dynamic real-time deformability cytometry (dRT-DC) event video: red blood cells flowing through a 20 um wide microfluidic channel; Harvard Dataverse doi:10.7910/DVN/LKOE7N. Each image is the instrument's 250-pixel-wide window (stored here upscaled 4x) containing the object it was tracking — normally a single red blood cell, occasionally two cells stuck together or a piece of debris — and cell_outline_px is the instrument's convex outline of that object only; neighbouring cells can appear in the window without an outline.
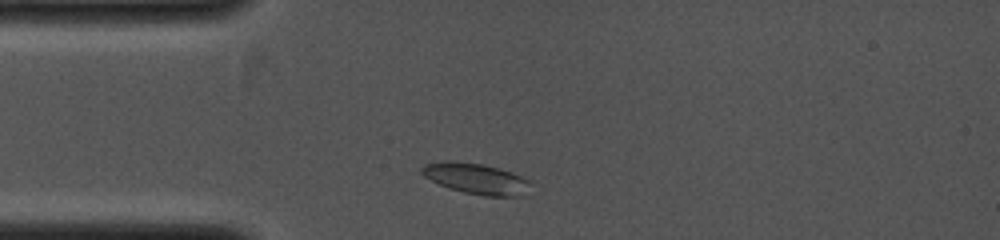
{"species": "common noctule bat (a hibernating species)", "species_latin": "Nyctalus noctula", "temperature_condition": "cold", "stored_images_in_passage": 31, "camera_frame_rate_fps": 4000, "um_per_image_px": 0.085, "animal": {"sex": "female", "body_mass_g": 19.0, "forearm_length_mm": 53.3}, "frame": {"image": 1, "passage_image": 3, "time_ms": 0.5, "image_size_px": [1000, 240], "cell_outline_px": [[532, 184], [520, 196], [484, 196], [464, 192], [440, 184], [424, 176], [420, 172], [420, 168], [424, 164], [440, 160], [452, 160], [480, 164], [512, 172], [532, 180]], "centroid_in_image_um": [40.46, 15.16], "position_along_channel_um": 44.5, "area_um2": 19.48}}
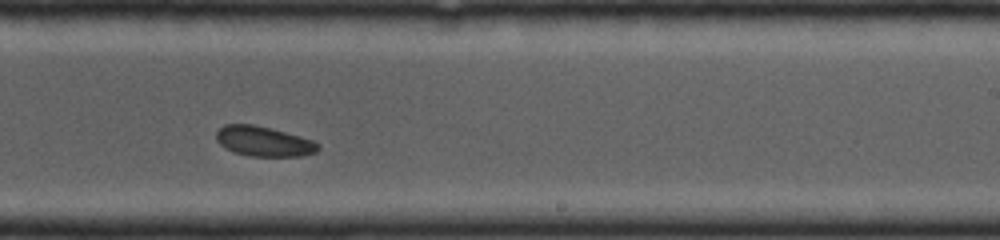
{"frame": {"image": 2, "passage_image": 19, "time_ms": 4.5, "image_size_px": [1000, 240], "cell_outline_px": [[320, 148], [316, 152], [304, 156], [252, 156], [236, 152], [224, 148], [216, 140], [216, 132], [224, 124], [252, 124], [272, 128], [300, 136], [312, 140], [320, 144]], "centroid_in_image_um": [22.43, 12.01], "position_along_channel_um": 266.6, "area_um2": 17.86}}
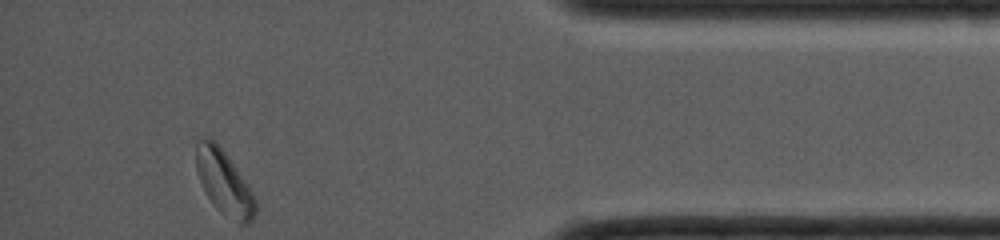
{"frame": {"image": 3, "passage_image": 31, "time_ms": 7.5, "image_size_px": [1000, 240], "cell_outline_px": [[256, 212], [252, 220], [248, 224], [240, 224], [220, 212], [212, 204], [200, 184], [196, 172], [196, 140], [204, 136], [212, 136], [224, 152], [252, 192], [256, 200]], "centroid_in_image_um": [19.0, 15.49], "position_along_channel_um": 416.2, "area_um2": 22.31}}